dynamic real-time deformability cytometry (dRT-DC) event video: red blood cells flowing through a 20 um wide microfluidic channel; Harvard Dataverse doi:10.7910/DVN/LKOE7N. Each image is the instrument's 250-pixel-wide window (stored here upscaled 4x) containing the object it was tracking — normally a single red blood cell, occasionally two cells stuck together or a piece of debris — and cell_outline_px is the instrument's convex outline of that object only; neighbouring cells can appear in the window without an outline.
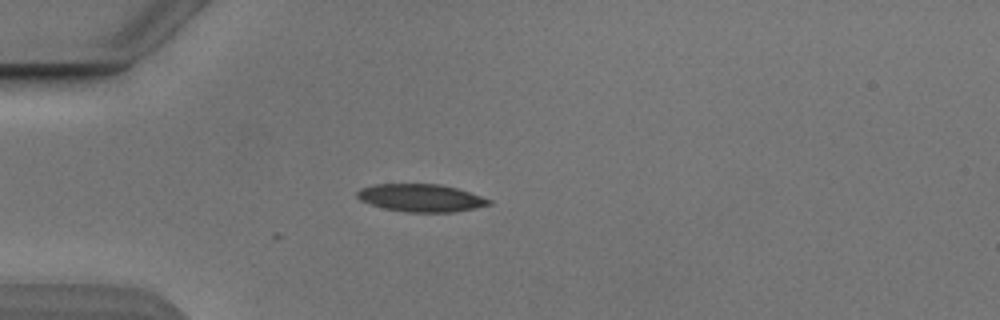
{"species": "Egyptian fruit bat (a non-hibernating species)", "species_latin": "Rousettus aegyptiacus", "temperature_condition": "cold", "stored_images_in_passage": 7, "camera_frame_rate_fps": 3000, "um_per_image_px": 0.085, "animal": {"sex": "male"}, "frame": {"image": 1, "passage_image": 1, "time_ms": 0.0, "image_size_px": [1000, 320], "cell_outline_px": [[492, 204], [476, 208], [456, 212], [404, 212], [384, 208], [360, 200], [356, 196], [356, 192], [360, 188], [372, 184], [440, 184], [456, 188], [492, 200]], "centroid_in_image_um": [35.77, 16.82], "position_along_channel_um": 49.2, "area_um2": 21.27}}
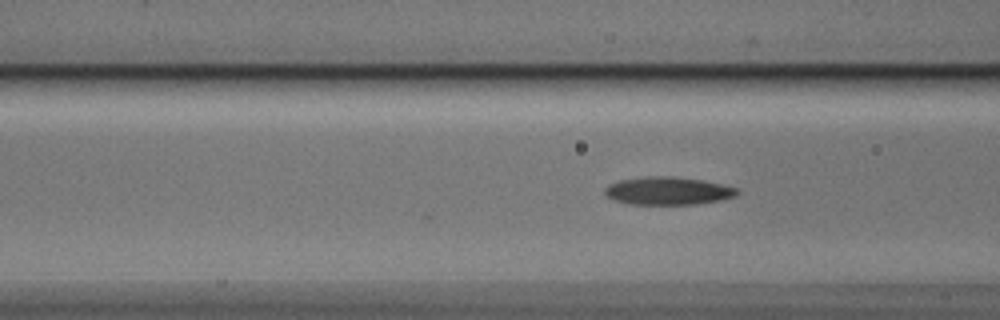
{"frame": {"image": 2, "passage_image": 7, "time_ms": 2.0, "image_size_px": [1000, 320], "cell_outline_px": [[740, 192], [736, 196], [720, 200], [696, 204], [628, 204], [612, 200], [604, 192], [604, 188], [608, 184], [620, 180], [644, 176], [672, 176], [700, 180], [720, 184], [736, 188]], "centroid_in_image_um": [56.73, 16.22], "position_along_channel_um": 109.9, "area_um2": 21.5}}